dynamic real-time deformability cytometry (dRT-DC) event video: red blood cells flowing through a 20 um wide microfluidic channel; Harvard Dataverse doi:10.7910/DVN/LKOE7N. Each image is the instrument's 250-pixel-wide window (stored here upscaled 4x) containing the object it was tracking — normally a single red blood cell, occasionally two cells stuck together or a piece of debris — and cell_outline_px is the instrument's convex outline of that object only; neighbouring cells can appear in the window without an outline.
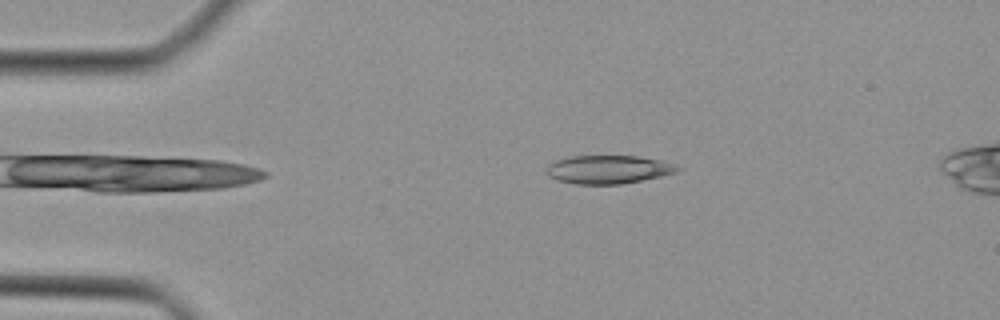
{"species": "Egyptian fruit bat (a non-hibernating species)", "species_latin": "Rousettus aegyptiacus", "temperature_condition": "cold", "stored_images_in_passage": 43, "camera_frame_rate_fps": 3000, "um_per_image_px": 0.085, "animal": {"sex": "female"}, "frame": {"image": 1, "passage_image": 8, "time_ms": 2.333, "image_size_px": [1000, 320], "cell_outline_px": [[680, 172], [620, 184], [576, 184], [556, 180], [548, 176], [544, 172], [548, 164], [556, 160], [572, 156], [636, 156], [664, 160], [680, 168]], "centroid_in_image_um": [51.67, 14.4], "position_along_channel_um": 33.3, "area_um2": 21.73}}
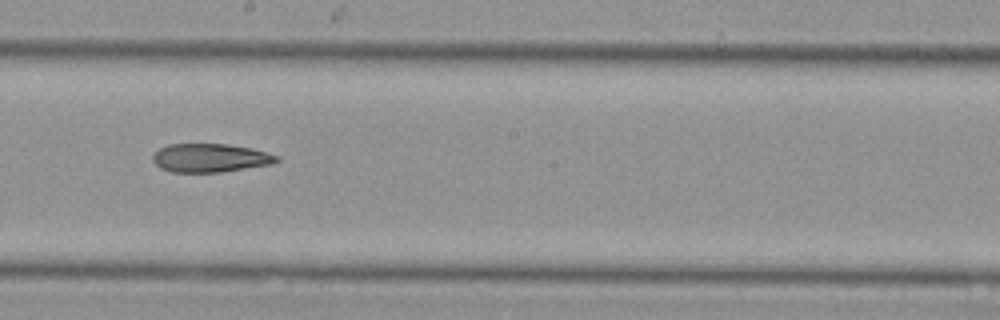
{"frame": {"image": 2, "passage_image": 24, "time_ms": 7.667, "image_size_px": [1000, 320], "cell_outline_px": [[280, 160], [272, 164], [220, 172], [172, 172], [160, 168], [152, 160], [152, 156], [160, 148], [168, 144], [228, 144], [252, 148], [276, 156]], "centroid_in_image_um": [17.84, 13.42], "position_along_channel_um": 230.4, "area_um2": 20.46}}
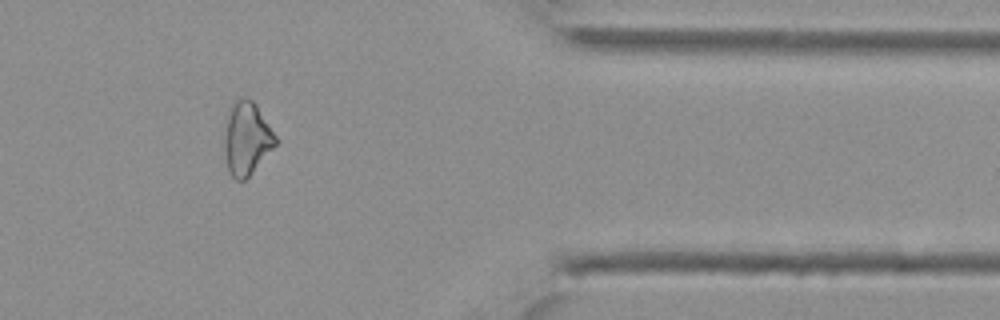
{"frame": {"image": 3, "passage_image": 36, "time_ms": 11.667, "image_size_px": [1000, 320], "cell_outline_px": [[280, 140], [248, 176], [244, 180], [236, 180], [232, 176], [228, 168], [224, 148], [224, 136], [228, 112], [232, 100], [240, 96], [244, 96], [252, 100], [256, 104]], "centroid_in_image_um": [20.97, 11.7], "position_along_channel_um": 390.4, "area_um2": 21.91}}